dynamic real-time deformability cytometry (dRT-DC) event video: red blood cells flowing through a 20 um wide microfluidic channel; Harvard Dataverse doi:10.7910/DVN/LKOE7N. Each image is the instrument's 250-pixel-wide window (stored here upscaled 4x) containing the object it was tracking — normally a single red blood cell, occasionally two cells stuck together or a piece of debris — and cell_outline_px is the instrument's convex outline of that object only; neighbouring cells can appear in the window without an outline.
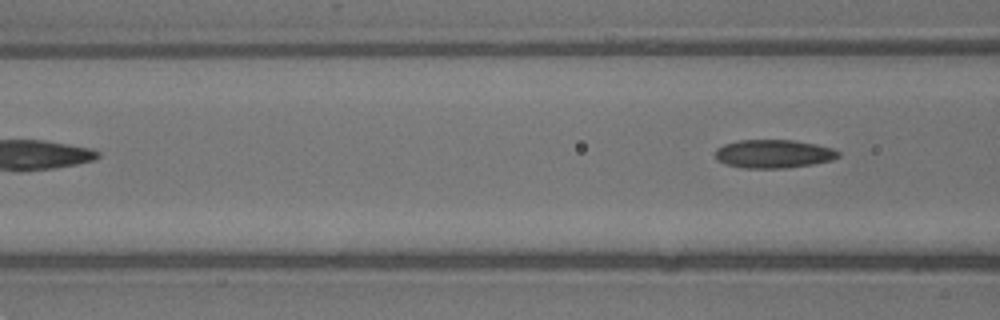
{"species": "common noctule bat (a hibernating species)", "species_latin": "Nyctalus noctula", "temperature_condition": "warm", "stored_images_in_passage": 3, "camera_frame_rate_fps": 3000, "um_per_image_px": 0.085, "animal": {"sex": "male", "body_mass_g": 13.3}, "frame": {"image": 1, "passage_image": 3, "time_ms": 0.667, "image_size_px": [1000, 320], "cell_outline_px": [[840, 156], [832, 160], [812, 164], [788, 168], [744, 168], [724, 164], [716, 160], [716, 148], [724, 144], [740, 140], [796, 140], [816, 144], [832, 148], [840, 152]], "centroid_in_image_um": [65.75, 13.08], "position_along_channel_um": 100.8, "area_um2": 20.52}}